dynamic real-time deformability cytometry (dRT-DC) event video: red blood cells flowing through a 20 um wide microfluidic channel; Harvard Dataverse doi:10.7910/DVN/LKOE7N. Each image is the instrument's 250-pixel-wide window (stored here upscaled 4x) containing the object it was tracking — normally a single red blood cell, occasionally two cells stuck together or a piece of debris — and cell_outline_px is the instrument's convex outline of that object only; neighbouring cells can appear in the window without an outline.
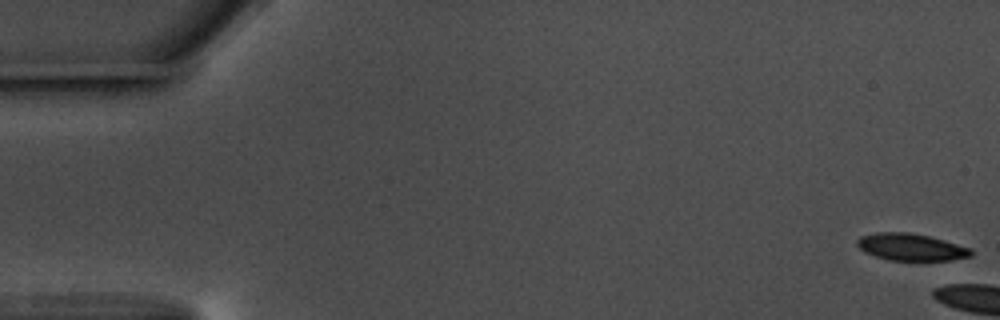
{"species": "common noctule bat (a hibernating species)", "species_latin": "Nyctalus noctula", "temperature_condition": "warm", "stored_images_in_passage": 10, "camera_frame_rate_fps": 3000, "um_per_image_px": 0.085, "animal": {"sex": "male", "body_mass_g": 17.5, "forearm_length_mm": 52.3}, "frame": {"image": 1, "passage_image": 1, "time_ms": 0.0, "image_size_px": [1000, 320], "cell_outline_px": [[972, 256], [952, 260], [888, 260], [864, 252], [856, 244], [856, 240], [860, 236], [876, 232], [908, 232], [928, 236], [944, 240], [972, 248]], "centroid_in_image_um": [77.43, 21.0], "position_along_channel_um": 7.6, "area_um2": 17.98}}